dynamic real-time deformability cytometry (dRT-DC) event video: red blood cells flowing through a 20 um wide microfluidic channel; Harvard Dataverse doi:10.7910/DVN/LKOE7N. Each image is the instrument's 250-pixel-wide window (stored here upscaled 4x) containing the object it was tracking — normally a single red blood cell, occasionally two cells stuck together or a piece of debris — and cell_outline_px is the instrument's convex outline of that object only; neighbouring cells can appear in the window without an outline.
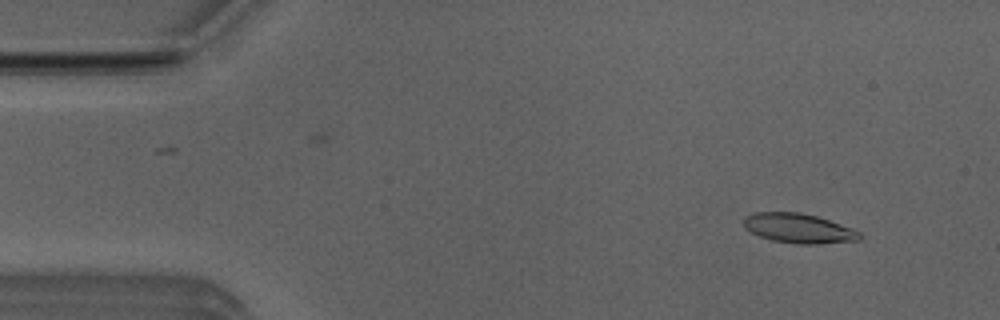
{"species": "Egyptian fruit bat (a non-hibernating species)", "species_latin": "Rousettus aegyptiacus", "temperature_condition": "room temperature", "stored_images_in_passage": 52, "camera_frame_rate_fps": 3000, "um_per_image_px": 0.085, "animal": {"sex": "male"}, "frame": {"image": 1, "passage_image": 5, "time_ms": 1.333, "image_size_px": [1000, 320], "cell_outline_px": [[860, 240], [816, 244], [796, 244], [772, 240], [760, 236], [744, 228], [744, 216], [752, 212], [800, 212], [816, 216], [852, 228], [860, 232]], "centroid_in_image_um": [67.85, 19.4], "position_along_channel_um": 17.1, "area_um2": 19.94}}
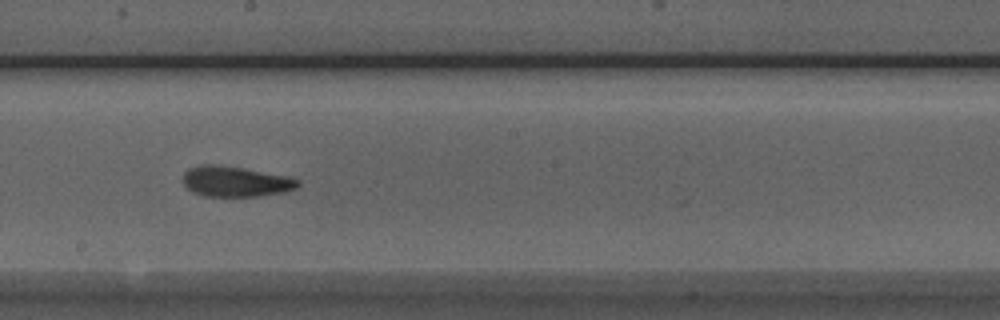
{"frame": {"image": 2, "passage_image": 28, "time_ms": 9.0, "image_size_px": [1000, 320], "cell_outline_px": [[300, 184], [296, 188], [284, 192], [256, 196], [204, 196], [192, 192], [184, 184], [184, 172], [188, 168], [200, 164], [212, 164], [240, 168], [284, 176], [300, 180]], "centroid_in_image_um": [19.98, 15.43], "position_along_channel_um": 228.2, "area_um2": 20.06}}
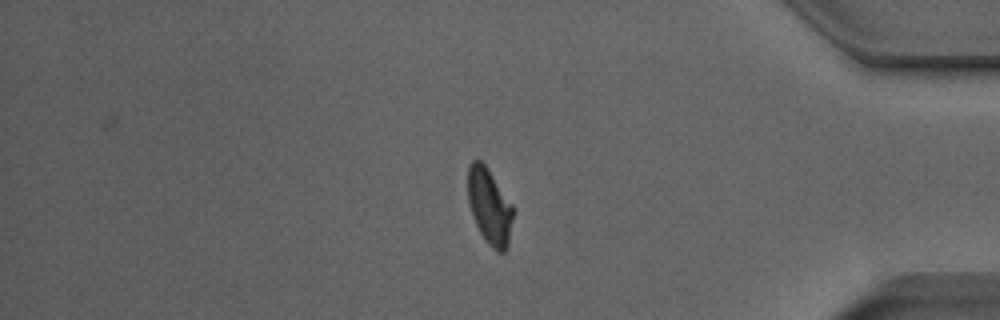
{"frame": {"image": 3, "passage_image": 43, "time_ms": 14.0, "image_size_px": [1000, 320], "cell_outline_px": [[512, 220], [508, 248], [504, 252], [496, 252], [484, 240], [472, 216], [468, 204], [468, 168], [472, 160], [480, 160], [488, 168], [512, 204]], "centroid_in_image_um": [41.59, 17.56], "position_along_channel_um": 393.6, "area_um2": 20.0}}